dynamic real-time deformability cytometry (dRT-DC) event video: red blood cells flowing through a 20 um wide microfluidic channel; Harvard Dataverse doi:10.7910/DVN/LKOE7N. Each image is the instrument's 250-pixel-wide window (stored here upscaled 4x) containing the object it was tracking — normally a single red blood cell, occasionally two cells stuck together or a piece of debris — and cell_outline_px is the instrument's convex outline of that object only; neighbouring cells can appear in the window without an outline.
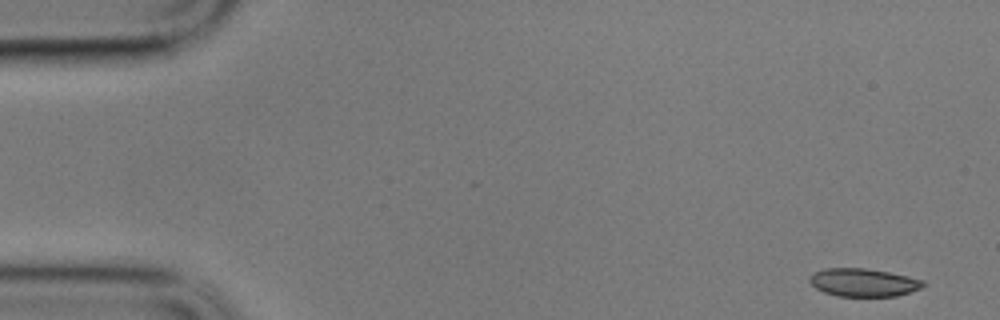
{"species": "common noctule bat (a hibernating species)", "species_latin": "Nyctalus noctula", "temperature_condition": "cold", "stored_images_in_passage": 49, "camera_frame_rate_fps": 3000, "um_per_image_px": 0.085, "animal": {"sex": "male", "body_mass_g": 17.9}, "frame": {"image": 1, "passage_image": 1, "time_ms": 0.0, "image_size_px": [1000, 320], "cell_outline_px": [[928, 284], [920, 288], [896, 296], [836, 296], [824, 292], [816, 288], [808, 280], [808, 276], [812, 272], [824, 268], [864, 268], [888, 272], [908, 276], [924, 280]], "centroid_in_image_um": [73.36, 24.0], "position_along_channel_um": 11.6, "area_um2": 18.67}}
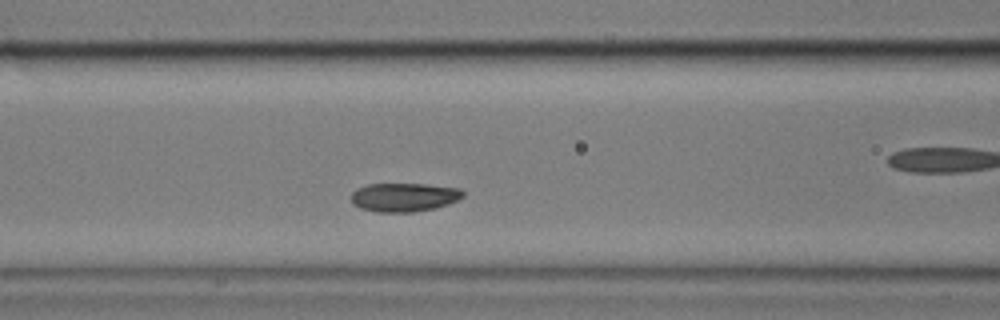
{"frame": {"image": 2, "passage_image": 22, "time_ms": 7.0, "image_size_px": [1000, 320], "cell_outline_px": [[464, 196], [448, 204], [436, 208], [412, 212], [376, 212], [360, 208], [352, 204], [352, 192], [356, 188], [368, 184], [424, 184], [460, 188], [464, 192]], "centroid_in_image_um": [34.33, 16.76], "position_along_channel_um": 132.3, "area_um2": 18.79}}
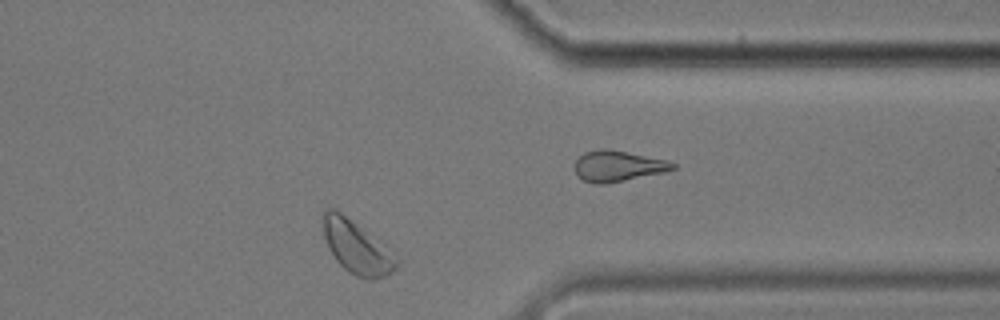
{"frame": {"image": 3, "passage_image": 46, "time_ms": 15.0, "image_size_px": [1000, 320], "cell_outline_px": [[400, 260], [396, 268], [388, 276], [372, 280], [368, 280], [356, 276], [348, 272], [336, 260], [324, 236], [324, 208], [332, 208], [340, 212], [356, 224]], "centroid_in_image_um": [30.33, 21.08], "position_along_channel_um": 381.1, "area_um2": 21.79}, "authors_computed_cell_mechanics": {"area_um2": 19.1896, "velocity_mm_per_s": 3.2474, "shape_relaxation_time_tau1_ms": 2.7219, "shape_relaxation_time_tau2_ms": null, "deformation_change_tau1": 0.1222, "deformation_change_tau2": null}}